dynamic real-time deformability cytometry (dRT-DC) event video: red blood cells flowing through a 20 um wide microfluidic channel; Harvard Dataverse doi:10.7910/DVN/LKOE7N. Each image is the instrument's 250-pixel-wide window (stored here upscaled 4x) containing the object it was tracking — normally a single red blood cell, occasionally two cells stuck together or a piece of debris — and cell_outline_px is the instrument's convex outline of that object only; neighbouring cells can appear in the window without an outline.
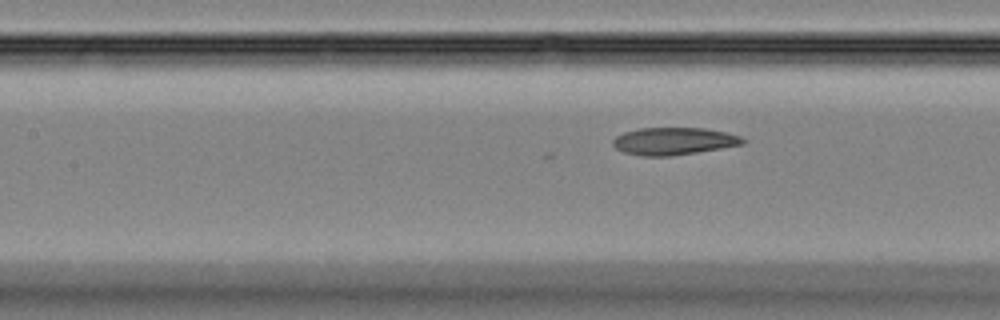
{"species": "Egyptian fruit bat (a non-hibernating species)", "species_latin": "Rousettus aegyptiacus", "temperature_condition": "room temperature", "stored_images_in_passage": 37, "camera_frame_rate_fps": 3000, "um_per_image_px": 0.085, "animal": {"sex": "female"}, "frame": {"image": 1, "passage_image": 16, "time_ms": 5.0, "image_size_px": [1000, 320], "cell_outline_px": [[748, 140], [744, 144], [672, 156], [640, 156], [624, 152], [616, 148], [612, 144], [612, 140], [616, 136], [624, 132], [640, 128], [704, 128], [728, 132], [740, 136]], "centroid_in_image_um": [57.28, 11.99], "position_along_channel_um": 150.1, "area_um2": 20.81}}
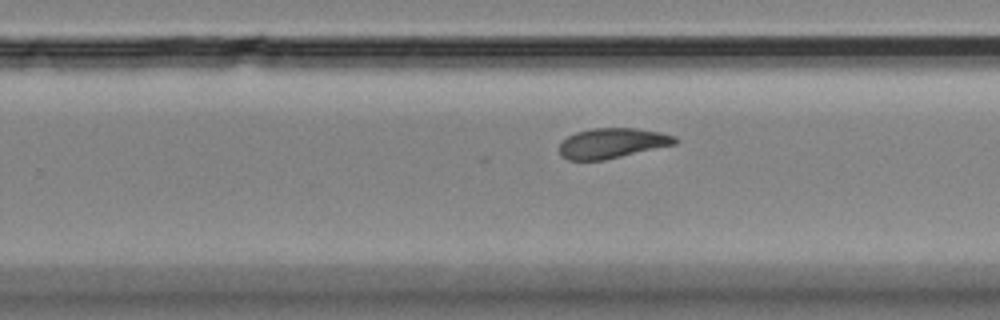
{"frame": {"image": 2, "passage_image": 25, "time_ms": 8.0, "image_size_px": [1000, 320], "cell_outline_px": [[680, 140], [676, 144], [604, 160], [568, 160], [560, 156], [560, 144], [568, 136], [576, 132], [592, 128], [636, 128], [660, 132], [676, 136]], "centroid_in_image_um": [52.06, 12.17], "position_along_channel_um": 277.7, "area_um2": 20.35}}
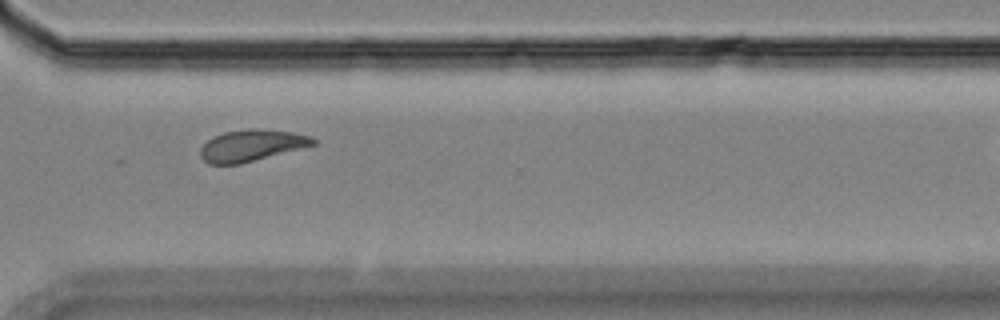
{"frame": {"image": 3, "passage_image": 30, "time_ms": 9.667, "image_size_px": [1000, 320], "cell_outline_px": [[316, 144], [240, 164], [208, 164], [200, 156], [200, 148], [212, 136], [224, 132], [248, 128], [252, 128], [292, 132], [312, 136], [316, 140]], "centroid_in_image_um": [21.36, 12.36], "position_along_channel_um": 349.2, "area_um2": 20.63}}